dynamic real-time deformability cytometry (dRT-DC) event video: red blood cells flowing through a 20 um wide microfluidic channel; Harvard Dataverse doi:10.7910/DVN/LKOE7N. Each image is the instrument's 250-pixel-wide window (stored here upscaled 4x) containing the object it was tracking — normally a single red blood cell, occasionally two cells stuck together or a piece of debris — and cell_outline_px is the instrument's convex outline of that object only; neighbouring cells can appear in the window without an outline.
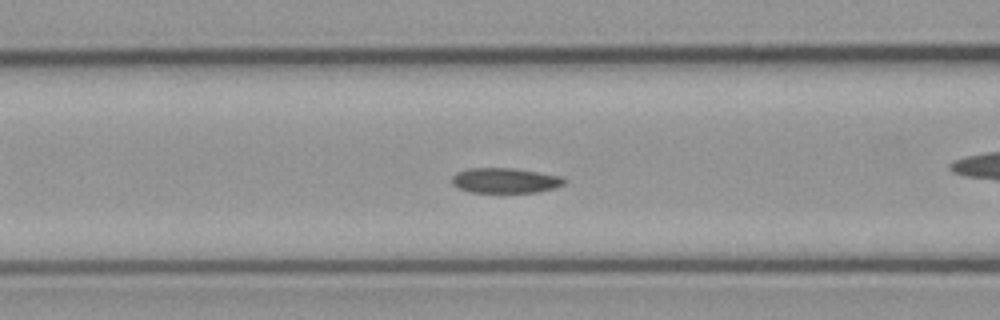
{"species": "common noctule bat (a hibernating species)", "species_latin": "Nyctalus noctula", "temperature_condition": "cold", "stored_images_in_passage": 51, "camera_frame_rate_fps": 3000, "um_per_image_px": 0.085, "animal": {"sex": "male", "body_mass_g": 23.1, "forearm_length_mm": 52.7}, "frame": {"image": 1, "passage_image": 17, "time_ms": 5.333, "image_size_px": [1000, 320], "cell_outline_px": [[568, 180], [564, 184], [556, 188], [536, 192], [468, 192], [456, 188], [452, 184], [452, 176], [456, 172], [468, 168], [512, 168], [560, 176]], "centroid_in_image_um": [42.9, 15.35], "position_along_channel_um": 123.7, "area_um2": 16.53}}
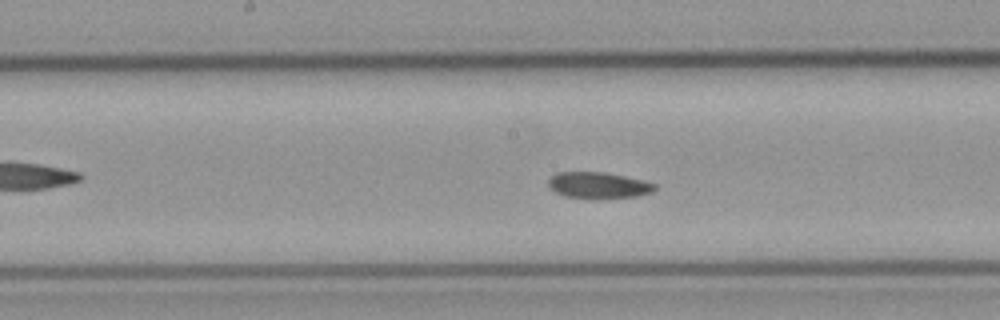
{"frame": {"image": 2, "passage_image": 23, "time_ms": 7.333, "image_size_px": [1000, 320], "cell_outline_px": [[656, 188], [652, 192], [636, 196], [564, 196], [548, 188], [548, 180], [556, 172], [604, 172], [624, 176], [656, 184]], "centroid_in_image_um": [50.82, 15.7], "position_along_channel_um": 197.4, "area_um2": 15.49}}
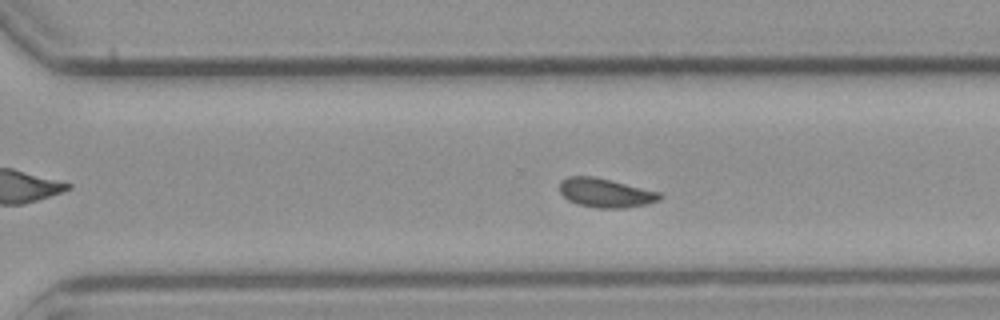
{"frame": {"image": 3, "passage_image": 33, "time_ms": 10.667, "image_size_px": [1000, 320], "cell_outline_px": [[664, 196], [660, 200], [648, 204], [624, 208], [600, 208], [576, 204], [568, 200], [560, 192], [560, 180], [568, 176], [596, 176], [660, 192]], "centroid_in_image_um": [51.49, 16.39], "position_along_channel_um": 319.1, "area_um2": 17.17}, "authors_computed_cell_mechanics": {"area_um2": 16.8198, "velocity_mm_per_s": 3.6717, "shape_relaxation_time_tau1_ms": 7.8344, "shape_relaxation_time_tau2_ms": 5.4415, "deformation_change_tau1": 0.1138, "deformation_change_tau2": 0.0981}}